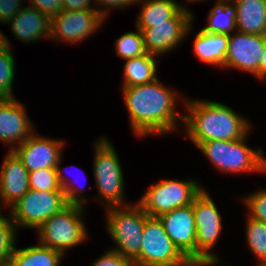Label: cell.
<instances>
[{
    "instance_id": "obj_1",
    "label": "cell",
    "mask_w": 266,
    "mask_h": 266,
    "mask_svg": "<svg viewBox=\"0 0 266 266\" xmlns=\"http://www.w3.org/2000/svg\"><path fill=\"white\" fill-rule=\"evenodd\" d=\"M124 104L129 114V122L135 136L173 133L184 121V115L176 111L177 100L182 95L168 88L158 79L153 82L122 87Z\"/></svg>"
},
{
    "instance_id": "obj_2",
    "label": "cell",
    "mask_w": 266,
    "mask_h": 266,
    "mask_svg": "<svg viewBox=\"0 0 266 266\" xmlns=\"http://www.w3.org/2000/svg\"><path fill=\"white\" fill-rule=\"evenodd\" d=\"M182 101L187 112L183 121L185 138L196 147L207 141L241 139L252 129L249 120L223 103L187 98Z\"/></svg>"
},
{
    "instance_id": "obj_3",
    "label": "cell",
    "mask_w": 266,
    "mask_h": 266,
    "mask_svg": "<svg viewBox=\"0 0 266 266\" xmlns=\"http://www.w3.org/2000/svg\"><path fill=\"white\" fill-rule=\"evenodd\" d=\"M249 132L241 139L202 142L197 148L222 173H266L263 148L246 145Z\"/></svg>"
},
{
    "instance_id": "obj_4",
    "label": "cell",
    "mask_w": 266,
    "mask_h": 266,
    "mask_svg": "<svg viewBox=\"0 0 266 266\" xmlns=\"http://www.w3.org/2000/svg\"><path fill=\"white\" fill-rule=\"evenodd\" d=\"M105 209V225L116 245L111 250L135 260L140 254L144 224L148 215L138 202Z\"/></svg>"
},
{
    "instance_id": "obj_5",
    "label": "cell",
    "mask_w": 266,
    "mask_h": 266,
    "mask_svg": "<svg viewBox=\"0 0 266 266\" xmlns=\"http://www.w3.org/2000/svg\"><path fill=\"white\" fill-rule=\"evenodd\" d=\"M93 174L98 201L110 206L129 205L125 200L124 175L114 145L105 136L94 143Z\"/></svg>"
},
{
    "instance_id": "obj_6",
    "label": "cell",
    "mask_w": 266,
    "mask_h": 266,
    "mask_svg": "<svg viewBox=\"0 0 266 266\" xmlns=\"http://www.w3.org/2000/svg\"><path fill=\"white\" fill-rule=\"evenodd\" d=\"M85 206L69 204L51 216L36 230L43 246L65 253L87 240L88 232L82 219Z\"/></svg>"
},
{
    "instance_id": "obj_7",
    "label": "cell",
    "mask_w": 266,
    "mask_h": 266,
    "mask_svg": "<svg viewBox=\"0 0 266 266\" xmlns=\"http://www.w3.org/2000/svg\"><path fill=\"white\" fill-rule=\"evenodd\" d=\"M195 180L161 179L148 187L138 200L148 216L159 217L175 208L187 206L203 191Z\"/></svg>"
},
{
    "instance_id": "obj_8",
    "label": "cell",
    "mask_w": 266,
    "mask_h": 266,
    "mask_svg": "<svg viewBox=\"0 0 266 266\" xmlns=\"http://www.w3.org/2000/svg\"><path fill=\"white\" fill-rule=\"evenodd\" d=\"M196 222V266H216L222 262L212 253L222 233V216L207 190L193 201Z\"/></svg>"
},
{
    "instance_id": "obj_9",
    "label": "cell",
    "mask_w": 266,
    "mask_h": 266,
    "mask_svg": "<svg viewBox=\"0 0 266 266\" xmlns=\"http://www.w3.org/2000/svg\"><path fill=\"white\" fill-rule=\"evenodd\" d=\"M137 266H194L174 245L158 217L146 218Z\"/></svg>"
},
{
    "instance_id": "obj_10",
    "label": "cell",
    "mask_w": 266,
    "mask_h": 266,
    "mask_svg": "<svg viewBox=\"0 0 266 266\" xmlns=\"http://www.w3.org/2000/svg\"><path fill=\"white\" fill-rule=\"evenodd\" d=\"M69 204L63 191H36L29 189L10 209V217L17 231L37 229L51 216L61 212Z\"/></svg>"
},
{
    "instance_id": "obj_11",
    "label": "cell",
    "mask_w": 266,
    "mask_h": 266,
    "mask_svg": "<svg viewBox=\"0 0 266 266\" xmlns=\"http://www.w3.org/2000/svg\"><path fill=\"white\" fill-rule=\"evenodd\" d=\"M192 14L182 7L168 23H151L149 28H138L142 31L147 53L159 57L176 49L192 30Z\"/></svg>"
},
{
    "instance_id": "obj_12",
    "label": "cell",
    "mask_w": 266,
    "mask_h": 266,
    "mask_svg": "<svg viewBox=\"0 0 266 266\" xmlns=\"http://www.w3.org/2000/svg\"><path fill=\"white\" fill-rule=\"evenodd\" d=\"M105 19L96 9L68 11L61 10L51 18L50 40L57 43H78L87 40L101 28Z\"/></svg>"
},
{
    "instance_id": "obj_13",
    "label": "cell",
    "mask_w": 266,
    "mask_h": 266,
    "mask_svg": "<svg viewBox=\"0 0 266 266\" xmlns=\"http://www.w3.org/2000/svg\"><path fill=\"white\" fill-rule=\"evenodd\" d=\"M265 44L266 36L264 35L248 34L236 30L229 35L223 68L249 72L259 80L260 59Z\"/></svg>"
},
{
    "instance_id": "obj_14",
    "label": "cell",
    "mask_w": 266,
    "mask_h": 266,
    "mask_svg": "<svg viewBox=\"0 0 266 266\" xmlns=\"http://www.w3.org/2000/svg\"><path fill=\"white\" fill-rule=\"evenodd\" d=\"M178 250L196 266V222L193 203L158 217Z\"/></svg>"
},
{
    "instance_id": "obj_15",
    "label": "cell",
    "mask_w": 266,
    "mask_h": 266,
    "mask_svg": "<svg viewBox=\"0 0 266 266\" xmlns=\"http://www.w3.org/2000/svg\"><path fill=\"white\" fill-rule=\"evenodd\" d=\"M18 99L0 98V141L13 151L34 132V124Z\"/></svg>"
},
{
    "instance_id": "obj_16",
    "label": "cell",
    "mask_w": 266,
    "mask_h": 266,
    "mask_svg": "<svg viewBox=\"0 0 266 266\" xmlns=\"http://www.w3.org/2000/svg\"><path fill=\"white\" fill-rule=\"evenodd\" d=\"M65 141L46 138L35 132L25 142L17 146L13 152L22 161L28 172L38 169L56 168L65 148Z\"/></svg>"
},
{
    "instance_id": "obj_17",
    "label": "cell",
    "mask_w": 266,
    "mask_h": 266,
    "mask_svg": "<svg viewBox=\"0 0 266 266\" xmlns=\"http://www.w3.org/2000/svg\"><path fill=\"white\" fill-rule=\"evenodd\" d=\"M29 190V172L13 151L4 157L0 171V203L10 208Z\"/></svg>"
},
{
    "instance_id": "obj_18",
    "label": "cell",
    "mask_w": 266,
    "mask_h": 266,
    "mask_svg": "<svg viewBox=\"0 0 266 266\" xmlns=\"http://www.w3.org/2000/svg\"><path fill=\"white\" fill-rule=\"evenodd\" d=\"M8 24L14 37L28 44L51 35V18L29 5L23 7Z\"/></svg>"
},
{
    "instance_id": "obj_19",
    "label": "cell",
    "mask_w": 266,
    "mask_h": 266,
    "mask_svg": "<svg viewBox=\"0 0 266 266\" xmlns=\"http://www.w3.org/2000/svg\"><path fill=\"white\" fill-rule=\"evenodd\" d=\"M229 35L210 33L203 29L193 41L194 55L203 63L223 68L228 50Z\"/></svg>"
},
{
    "instance_id": "obj_20",
    "label": "cell",
    "mask_w": 266,
    "mask_h": 266,
    "mask_svg": "<svg viewBox=\"0 0 266 266\" xmlns=\"http://www.w3.org/2000/svg\"><path fill=\"white\" fill-rule=\"evenodd\" d=\"M236 6V30L266 36V0H232Z\"/></svg>"
},
{
    "instance_id": "obj_21",
    "label": "cell",
    "mask_w": 266,
    "mask_h": 266,
    "mask_svg": "<svg viewBox=\"0 0 266 266\" xmlns=\"http://www.w3.org/2000/svg\"><path fill=\"white\" fill-rule=\"evenodd\" d=\"M158 57L149 53L145 55L126 59L123 70V87L143 85L157 79ZM157 59V61H156Z\"/></svg>"
},
{
    "instance_id": "obj_22",
    "label": "cell",
    "mask_w": 266,
    "mask_h": 266,
    "mask_svg": "<svg viewBox=\"0 0 266 266\" xmlns=\"http://www.w3.org/2000/svg\"><path fill=\"white\" fill-rule=\"evenodd\" d=\"M142 5L137 15L136 28H149L151 23H168L182 7L175 0H137Z\"/></svg>"
},
{
    "instance_id": "obj_23",
    "label": "cell",
    "mask_w": 266,
    "mask_h": 266,
    "mask_svg": "<svg viewBox=\"0 0 266 266\" xmlns=\"http://www.w3.org/2000/svg\"><path fill=\"white\" fill-rule=\"evenodd\" d=\"M64 254L40 243L25 248L14 247L10 261L15 266H59Z\"/></svg>"
},
{
    "instance_id": "obj_24",
    "label": "cell",
    "mask_w": 266,
    "mask_h": 266,
    "mask_svg": "<svg viewBox=\"0 0 266 266\" xmlns=\"http://www.w3.org/2000/svg\"><path fill=\"white\" fill-rule=\"evenodd\" d=\"M236 6L232 0H216L207 16L204 31L230 35L236 31Z\"/></svg>"
},
{
    "instance_id": "obj_25",
    "label": "cell",
    "mask_w": 266,
    "mask_h": 266,
    "mask_svg": "<svg viewBox=\"0 0 266 266\" xmlns=\"http://www.w3.org/2000/svg\"><path fill=\"white\" fill-rule=\"evenodd\" d=\"M245 241L253 255L258 258V265L266 264V223L247 216Z\"/></svg>"
},
{
    "instance_id": "obj_26",
    "label": "cell",
    "mask_w": 266,
    "mask_h": 266,
    "mask_svg": "<svg viewBox=\"0 0 266 266\" xmlns=\"http://www.w3.org/2000/svg\"><path fill=\"white\" fill-rule=\"evenodd\" d=\"M15 57L11 46L0 47V98H15L13 84L15 80Z\"/></svg>"
},
{
    "instance_id": "obj_27",
    "label": "cell",
    "mask_w": 266,
    "mask_h": 266,
    "mask_svg": "<svg viewBox=\"0 0 266 266\" xmlns=\"http://www.w3.org/2000/svg\"><path fill=\"white\" fill-rule=\"evenodd\" d=\"M115 52L126 60L145 55L147 53L144 45L143 34L140 29L134 32H126L115 41Z\"/></svg>"
},
{
    "instance_id": "obj_28",
    "label": "cell",
    "mask_w": 266,
    "mask_h": 266,
    "mask_svg": "<svg viewBox=\"0 0 266 266\" xmlns=\"http://www.w3.org/2000/svg\"><path fill=\"white\" fill-rule=\"evenodd\" d=\"M17 229L10 214L0 215V263L10 261L17 241Z\"/></svg>"
},
{
    "instance_id": "obj_29",
    "label": "cell",
    "mask_w": 266,
    "mask_h": 266,
    "mask_svg": "<svg viewBox=\"0 0 266 266\" xmlns=\"http://www.w3.org/2000/svg\"><path fill=\"white\" fill-rule=\"evenodd\" d=\"M29 189L36 191H63L58 181L56 168H44L29 172Z\"/></svg>"
},
{
    "instance_id": "obj_30",
    "label": "cell",
    "mask_w": 266,
    "mask_h": 266,
    "mask_svg": "<svg viewBox=\"0 0 266 266\" xmlns=\"http://www.w3.org/2000/svg\"><path fill=\"white\" fill-rule=\"evenodd\" d=\"M61 159H62V156H61L60 160L58 161V164L56 165V174L58 177L59 184H60V186H61V188L65 194L67 203L72 204V205L85 206V203L88 202L87 201L88 199L86 197L87 195H84V193H83V192H85V186L79 187V185H75L76 181L73 182L72 179L71 180L68 179V177H71V176H68L67 178L65 177V174H64L65 168L64 169L60 168V163H62Z\"/></svg>"
},
{
    "instance_id": "obj_31",
    "label": "cell",
    "mask_w": 266,
    "mask_h": 266,
    "mask_svg": "<svg viewBox=\"0 0 266 266\" xmlns=\"http://www.w3.org/2000/svg\"><path fill=\"white\" fill-rule=\"evenodd\" d=\"M242 203L247 207V216L266 223V189L244 196Z\"/></svg>"
},
{
    "instance_id": "obj_32",
    "label": "cell",
    "mask_w": 266,
    "mask_h": 266,
    "mask_svg": "<svg viewBox=\"0 0 266 266\" xmlns=\"http://www.w3.org/2000/svg\"><path fill=\"white\" fill-rule=\"evenodd\" d=\"M90 266H137L134 260L125 258L114 250H107Z\"/></svg>"
},
{
    "instance_id": "obj_33",
    "label": "cell",
    "mask_w": 266,
    "mask_h": 266,
    "mask_svg": "<svg viewBox=\"0 0 266 266\" xmlns=\"http://www.w3.org/2000/svg\"><path fill=\"white\" fill-rule=\"evenodd\" d=\"M93 3L95 9L106 19L112 9H125L131 4H137V0H94Z\"/></svg>"
},
{
    "instance_id": "obj_34",
    "label": "cell",
    "mask_w": 266,
    "mask_h": 266,
    "mask_svg": "<svg viewBox=\"0 0 266 266\" xmlns=\"http://www.w3.org/2000/svg\"><path fill=\"white\" fill-rule=\"evenodd\" d=\"M25 0H0V23L8 22L24 7Z\"/></svg>"
},
{
    "instance_id": "obj_35",
    "label": "cell",
    "mask_w": 266,
    "mask_h": 266,
    "mask_svg": "<svg viewBox=\"0 0 266 266\" xmlns=\"http://www.w3.org/2000/svg\"><path fill=\"white\" fill-rule=\"evenodd\" d=\"M29 6L37 8L41 13L50 18L62 10V0H30Z\"/></svg>"
},
{
    "instance_id": "obj_36",
    "label": "cell",
    "mask_w": 266,
    "mask_h": 266,
    "mask_svg": "<svg viewBox=\"0 0 266 266\" xmlns=\"http://www.w3.org/2000/svg\"><path fill=\"white\" fill-rule=\"evenodd\" d=\"M93 0H62V10L79 11L95 9Z\"/></svg>"
},
{
    "instance_id": "obj_37",
    "label": "cell",
    "mask_w": 266,
    "mask_h": 266,
    "mask_svg": "<svg viewBox=\"0 0 266 266\" xmlns=\"http://www.w3.org/2000/svg\"><path fill=\"white\" fill-rule=\"evenodd\" d=\"M266 79V44L264 46L263 55L260 59V80Z\"/></svg>"
},
{
    "instance_id": "obj_38",
    "label": "cell",
    "mask_w": 266,
    "mask_h": 266,
    "mask_svg": "<svg viewBox=\"0 0 266 266\" xmlns=\"http://www.w3.org/2000/svg\"><path fill=\"white\" fill-rule=\"evenodd\" d=\"M5 44L11 46L8 38L0 30V47L4 46Z\"/></svg>"
},
{
    "instance_id": "obj_39",
    "label": "cell",
    "mask_w": 266,
    "mask_h": 266,
    "mask_svg": "<svg viewBox=\"0 0 266 266\" xmlns=\"http://www.w3.org/2000/svg\"><path fill=\"white\" fill-rule=\"evenodd\" d=\"M0 266H15L11 261H6L0 263Z\"/></svg>"
},
{
    "instance_id": "obj_40",
    "label": "cell",
    "mask_w": 266,
    "mask_h": 266,
    "mask_svg": "<svg viewBox=\"0 0 266 266\" xmlns=\"http://www.w3.org/2000/svg\"><path fill=\"white\" fill-rule=\"evenodd\" d=\"M187 2H189V3H191V2H194V3H196V2H203V1H208V0H186Z\"/></svg>"
},
{
    "instance_id": "obj_41",
    "label": "cell",
    "mask_w": 266,
    "mask_h": 266,
    "mask_svg": "<svg viewBox=\"0 0 266 266\" xmlns=\"http://www.w3.org/2000/svg\"><path fill=\"white\" fill-rule=\"evenodd\" d=\"M1 208H3L2 206H1V203H0V212L2 211V209ZM2 213H0V215H1Z\"/></svg>"
},
{
    "instance_id": "obj_42",
    "label": "cell",
    "mask_w": 266,
    "mask_h": 266,
    "mask_svg": "<svg viewBox=\"0 0 266 266\" xmlns=\"http://www.w3.org/2000/svg\"><path fill=\"white\" fill-rule=\"evenodd\" d=\"M256 266H266V264H260V265L257 264Z\"/></svg>"
}]
</instances>
